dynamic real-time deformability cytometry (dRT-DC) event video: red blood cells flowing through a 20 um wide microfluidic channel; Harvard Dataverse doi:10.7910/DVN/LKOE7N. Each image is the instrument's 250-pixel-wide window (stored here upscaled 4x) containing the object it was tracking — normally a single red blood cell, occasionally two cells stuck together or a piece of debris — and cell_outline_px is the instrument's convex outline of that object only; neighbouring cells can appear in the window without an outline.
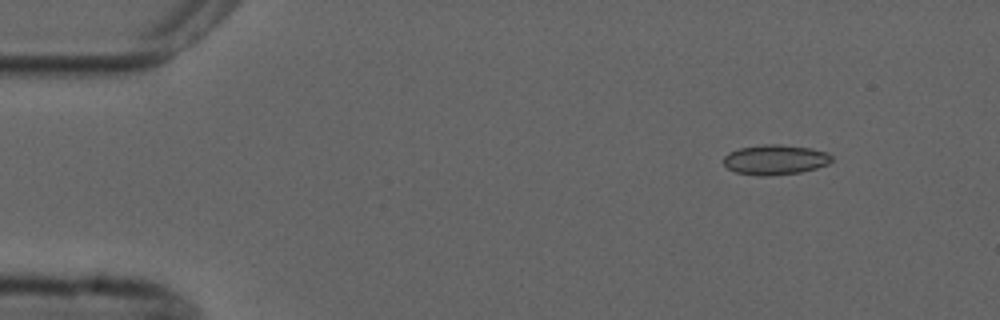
{"species": "common noctule bat (a hibernating species)", "species_latin": "Nyctalus noctula", "temperature_condition": "cold", "stored_images_in_passage": 4, "camera_frame_rate_fps": 3000, "um_per_image_px": 0.085, "animal": {"sex": "male", "forearm_length_mm": 52.5}, "frame": {"image": 1, "passage_image": 1, "time_ms": 0.0, "image_size_px": [1000, 320], "cell_outline_px": [[832, 160], [828, 164], [816, 168], [800, 172], [768, 176], [760, 176], [736, 172], [728, 168], [724, 164], [724, 156], [728, 152], [740, 148], [764, 144], [776, 144], [812, 148], [828, 152], [832, 156]], "centroid_in_image_um": [65.9, 13.57], "position_along_channel_um": 19.1, "area_um2": 18.9}}